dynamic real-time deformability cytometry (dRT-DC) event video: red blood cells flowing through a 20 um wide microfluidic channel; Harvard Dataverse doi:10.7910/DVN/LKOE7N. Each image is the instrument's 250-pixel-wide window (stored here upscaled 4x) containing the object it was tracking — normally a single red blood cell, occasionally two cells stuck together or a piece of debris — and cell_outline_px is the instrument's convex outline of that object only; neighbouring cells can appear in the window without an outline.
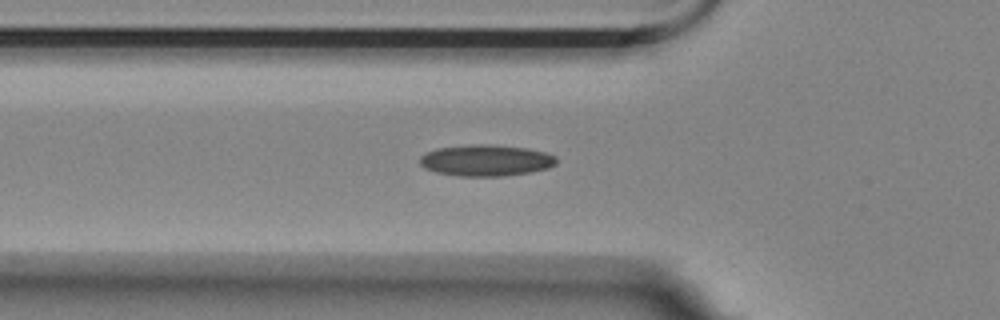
{"species": "Egyptian fruit bat (a non-hibernating species)", "species_latin": "Rousettus aegyptiacus", "temperature_condition": "room temperature", "stored_images_in_passage": 9, "camera_frame_rate_fps": 3000, "um_per_image_px": 0.085, "animal": {"sex": "female"}, "frame": {"image": 1, "passage_image": 7, "time_ms": 2.0, "image_size_px": [1000, 320], "cell_outline_px": [[556, 164], [548, 168], [528, 172], [504, 176], [460, 176], [436, 172], [424, 168], [420, 164], [420, 156], [424, 152], [436, 148], [472, 144], [484, 144], [528, 148], [544, 152], [556, 156]], "centroid_in_image_um": [41.27, 13.63], "position_along_channel_um": 84.5, "area_um2": 24.97}}